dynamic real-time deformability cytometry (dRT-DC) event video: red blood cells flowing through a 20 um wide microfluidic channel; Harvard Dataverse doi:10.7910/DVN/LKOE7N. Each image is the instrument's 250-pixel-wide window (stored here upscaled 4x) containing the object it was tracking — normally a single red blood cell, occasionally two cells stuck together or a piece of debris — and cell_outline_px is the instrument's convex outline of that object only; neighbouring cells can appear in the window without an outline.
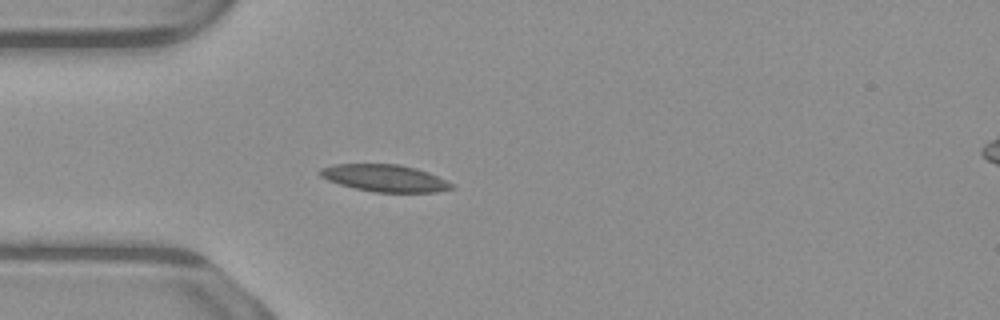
{"species": "common noctule bat (a hibernating species)", "species_latin": "Nyctalus noctula", "temperature_condition": "warm", "stored_images_in_passage": 13, "camera_frame_rate_fps": 3000, "um_per_image_px": 0.085, "animal": {"sex": "male", "body_mass_g": 23.1, "forearm_length_mm": 52.7}, "frame": {"image": 1, "passage_image": 6, "time_ms": 1.667, "image_size_px": [1000, 320], "cell_outline_px": [[456, 188], [436, 192], [372, 192], [340, 184], [328, 180], [320, 176], [320, 168], [336, 164], [400, 164], [416, 168], [428, 172], [456, 184]], "centroid_in_image_um": [32.77, 15.14], "position_along_channel_um": 52.2, "area_um2": 20.81}}
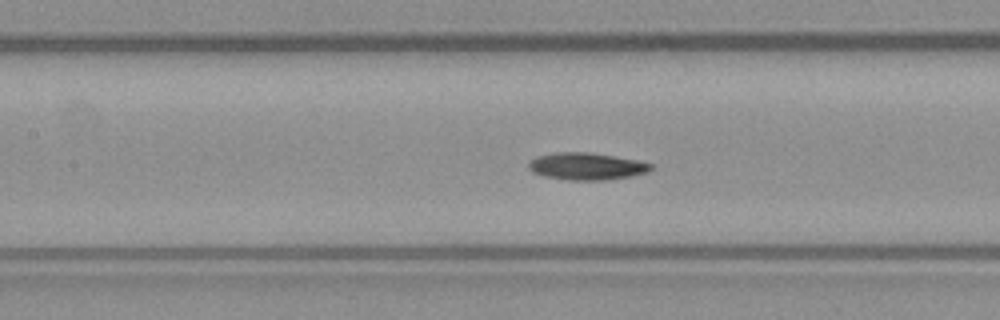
{"frame": {"image": 2, "passage_image": 11, "time_ms": 3.333, "image_size_px": [1000, 320], "cell_outline_px": [[652, 168], [648, 172], [632, 176], [604, 180], [568, 180], [544, 176], [532, 172], [528, 168], [528, 164], [536, 156], [556, 152], [588, 152], [636, 160], [652, 164]], "centroid_in_image_um": [49.83, 14.14], "position_along_channel_um": 157.6, "area_um2": 19.25}}